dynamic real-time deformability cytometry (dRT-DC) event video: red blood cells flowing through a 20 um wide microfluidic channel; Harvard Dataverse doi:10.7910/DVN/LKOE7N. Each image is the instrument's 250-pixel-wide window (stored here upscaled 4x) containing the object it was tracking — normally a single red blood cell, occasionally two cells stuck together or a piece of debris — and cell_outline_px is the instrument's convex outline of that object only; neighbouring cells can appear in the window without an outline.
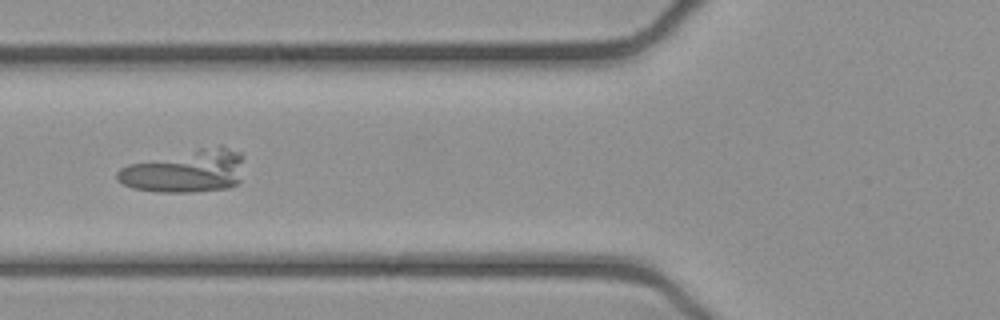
{"species": "common noctule bat (a hibernating species)", "species_latin": "Nyctalus noctula", "temperature_condition": "cold", "stored_images_in_passage": 40, "camera_frame_rate_fps": 3000, "um_per_image_px": 0.085, "animal": {"sex": "female", "body_mass_g": 21.9}, "frame": {"image": 1, "passage_image": 11, "time_ms": 3.333, "image_size_px": [1000, 320], "cell_outline_px": [[244, 156], [240, 180], [236, 184], [228, 188], [192, 192], [156, 192], [132, 188], [116, 180], [116, 172], [120, 168], [128, 164], [220, 144], [224, 144], [244, 152]], "centroid_in_image_um": [15.82, 14.53], "position_along_channel_um": 110.0, "area_um2": 32.02}}
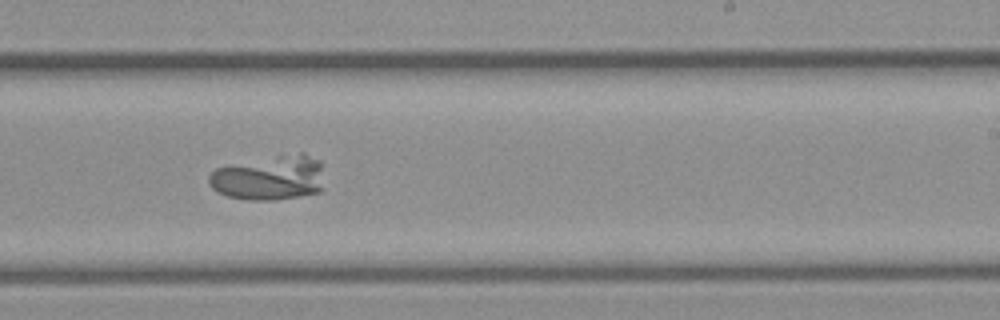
{"frame": {"image": 2, "passage_image": 23, "time_ms": 7.333, "image_size_px": [1000, 320], "cell_outline_px": [[324, 188], [320, 192], [300, 196], [276, 200], [248, 200], [228, 196], [216, 192], [208, 184], [208, 176], [216, 168], [300, 152], [304, 152], [320, 160]], "centroid_in_image_um": [22.94, 15.14], "position_along_channel_um": 266.1, "area_um2": 30.11}}
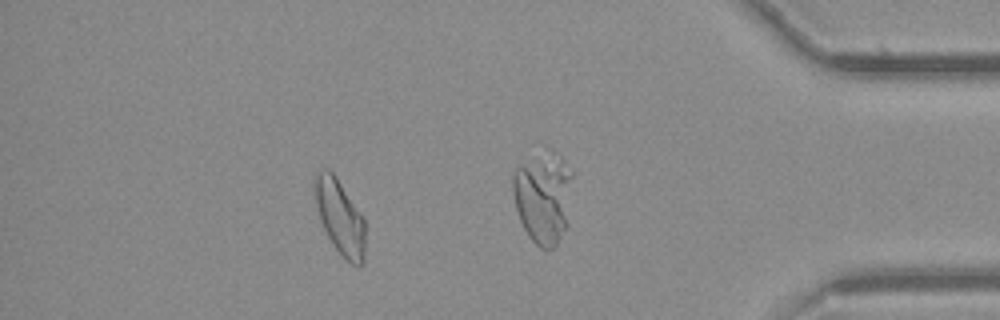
{"frame": {"image": 3, "passage_image": 34, "time_ms": 11.0, "image_size_px": [1000, 320], "cell_outline_px": [[364, 264], [352, 264], [332, 244], [320, 220], [316, 204], [312, 184], [312, 180], [316, 172], [320, 168], [328, 168], [336, 176], [364, 220]], "centroid_in_image_um": [28.84, 18.37], "position_along_channel_um": 406.4, "area_um2": 21.73}}